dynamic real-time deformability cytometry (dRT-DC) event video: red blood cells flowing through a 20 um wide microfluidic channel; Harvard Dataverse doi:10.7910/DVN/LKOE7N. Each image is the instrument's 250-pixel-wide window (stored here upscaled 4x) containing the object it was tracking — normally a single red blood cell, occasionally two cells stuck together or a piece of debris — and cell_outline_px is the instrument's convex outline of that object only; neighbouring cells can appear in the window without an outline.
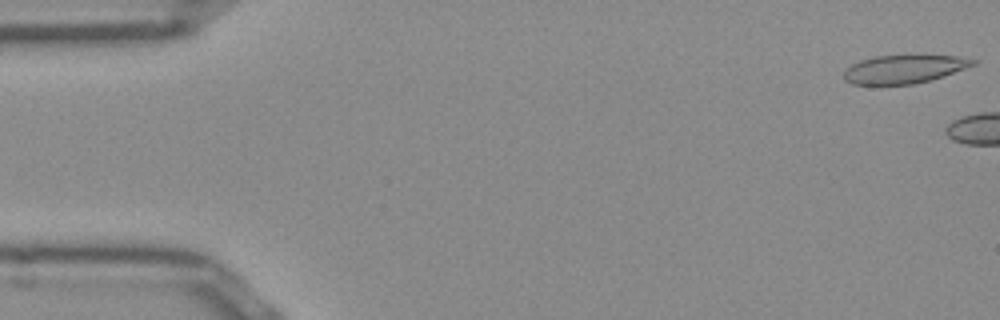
{"species": "Egyptian fruit bat (a non-hibernating species)", "species_latin": "Rousettus aegyptiacus", "temperature_condition": "room temperature", "stored_images_in_passage": 5, "camera_frame_rate_fps": 3000, "um_per_image_px": 0.085, "frame": {"image": 1, "passage_image": 1, "time_ms": 0.0, "image_size_px": [1000, 320], "cell_outline_px": [[980, 60], [976, 64], [944, 76], [912, 84], [852, 84], [844, 80], [844, 68], [860, 60], [872, 56], [956, 56]], "centroid_in_image_um": [76.83, 5.87], "position_along_channel_um": 8.2, "area_um2": 21.15}}